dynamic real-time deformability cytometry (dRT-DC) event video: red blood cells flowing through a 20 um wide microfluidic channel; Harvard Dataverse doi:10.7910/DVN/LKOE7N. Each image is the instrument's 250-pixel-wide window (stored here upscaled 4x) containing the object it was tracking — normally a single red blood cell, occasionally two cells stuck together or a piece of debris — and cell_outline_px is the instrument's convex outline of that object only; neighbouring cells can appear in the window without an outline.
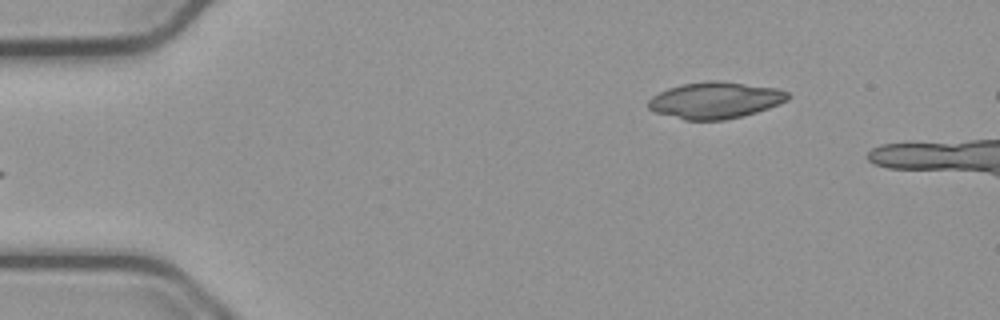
{"species": "common noctule bat (a hibernating species)", "species_latin": "Nyctalus noctula", "temperature_condition": "cold", "stored_images_in_passage": 6, "camera_frame_rate_fps": 3000, "um_per_image_px": 0.085, "animal": {"sex": "male", "body_mass_g": 23.1, "forearm_length_mm": 52.7}, "frame": {"image": 1, "passage_image": 1, "time_ms": 0.0, "image_size_px": [1000, 320], "cell_outline_px": [[792, 96], [788, 100], [780, 104], [744, 116], [724, 120], [684, 120], [656, 112], [648, 108], [648, 100], [652, 96], [668, 88], [680, 84], [708, 80], [720, 80], [776, 88], [788, 92]], "centroid_in_image_um": [60.81, 8.51], "position_along_channel_um": 24.2, "area_um2": 29.94}}